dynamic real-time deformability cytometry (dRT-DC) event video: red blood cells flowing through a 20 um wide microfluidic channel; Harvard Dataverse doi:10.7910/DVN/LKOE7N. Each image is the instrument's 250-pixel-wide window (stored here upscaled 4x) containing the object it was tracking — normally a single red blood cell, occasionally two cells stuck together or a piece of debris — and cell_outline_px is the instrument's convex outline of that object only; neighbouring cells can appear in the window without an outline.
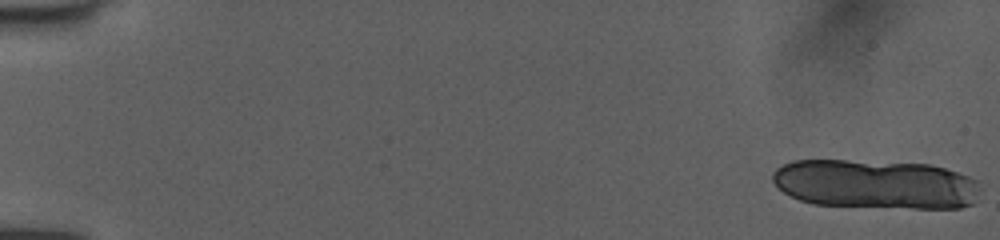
{"species": "human", "species_latin": "Homo sapiens", "temperature_condition": "room temperature", "stored_images_in_passage": 12, "camera_frame_rate_fps": 3000, "um_per_image_px": 0.085, "donor": {"sex": "female"}, "frame": {"image": 1, "passage_image": 1, "time_ms": 0.0, "image_size_px": [1000, 240], "cell_outline_px": [[980, 188], [972, 204], [960, 208], [912, 208], [812, 204], [800, 200], [784, 192], [772, 180], [772, 172], [776, 168], [792, 160], [844, 160], [928, 164], [944, 168], [980, 180]], "centroid_in_image_um": [74.43, 15.65], "position_along_channel_um": 10.6, "area_um2": 59.71}}
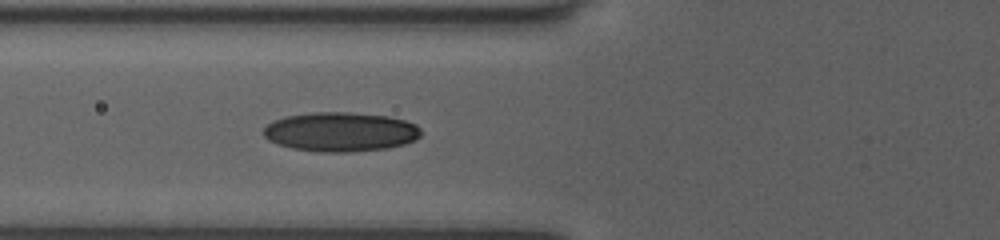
{"frame": {"image": 2, "passage_image": 12, "time_ms": 3.667, "image_size_px": [1000, 240], "cell_outline_px": [[420, 136], [416, 140], [404, 144], [388, 148], [352, 152], [320, 152], [292, 148], [276, 144], [268, 140], [264, 136], [264, 128], [272, 120], [284, 116], [312, 112], [348, 112], [388, 116], [404, 120], [416, 124], [420, 128]], "centroid_in_image_um": [28.93, 11.21], "position_along_channel_um": 96.9, "area_um2": 36.36}}